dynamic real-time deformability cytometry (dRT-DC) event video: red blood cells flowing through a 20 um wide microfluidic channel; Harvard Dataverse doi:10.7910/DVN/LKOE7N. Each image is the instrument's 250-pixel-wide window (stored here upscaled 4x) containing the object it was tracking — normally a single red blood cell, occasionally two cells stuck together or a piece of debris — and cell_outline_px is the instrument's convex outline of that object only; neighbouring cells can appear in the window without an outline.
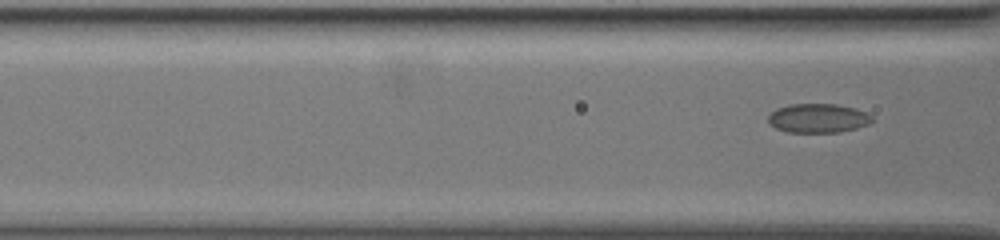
{"species": "common noctule bat (a hibernating species)", "species_latin": "Nyctalus noctula", "temperature_condition": "warm", "stored_images_in_passage": 4, "camera_frame_rate_fps": 3000, "um_per_image_px": 0.085, "animal": {"sex": "female", "body_mass_g": 19.5, "forearm_length_mm": 54.1}, "frame": {"image": 1, "passage_image": 3, "time_ms": 0.667, "image_size_px": [1000, 240], "cell_outline_px": [[540, 180], [528, 184], [464, 184], [396, 180], [392, 176], [412, 172], [532, 172], [540, 176]], "centroid_in_image_um": [40.06, 15.1], "position_along_channel_um": 126.5, "area_um2": 11.1}}